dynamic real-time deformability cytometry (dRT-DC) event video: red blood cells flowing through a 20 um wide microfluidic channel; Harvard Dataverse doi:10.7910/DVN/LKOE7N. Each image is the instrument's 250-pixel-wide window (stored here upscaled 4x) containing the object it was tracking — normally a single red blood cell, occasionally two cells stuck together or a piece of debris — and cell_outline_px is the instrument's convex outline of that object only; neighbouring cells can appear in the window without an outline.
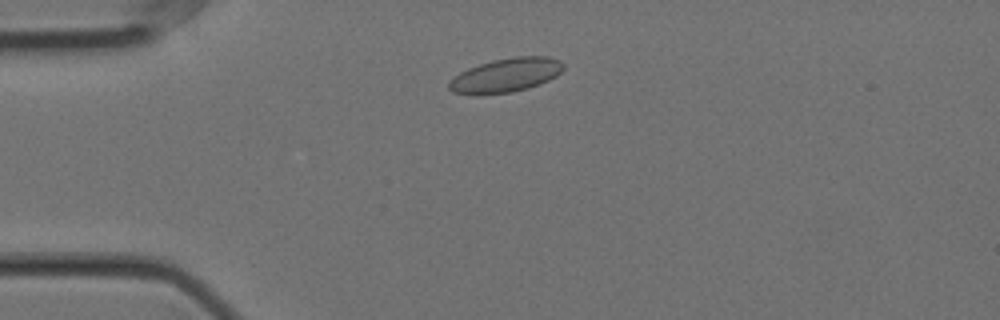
{"species": "Egyptian fruit bat (a non-hibernating species)", "species_latin": "Rousettus aegyptiacus", "temperature_condition": "cold", "stored_images_in_passage": 50, "camera_frame_rate_fps": 3000, "um_per_image_px": 0.085, "animal": {"sex": "female"}, "frame": {"image": 1, "passage_image": 7, "time_ms": 2.0, "image_size_px": [1000, 320], "cell_outline_px": [[564, 68], [556, 76], [540, 84], [528, 88], [512, 92], [476, 96], [452, 92], [448, 88], [448, 84], [452, 76], [468, 68], [492, 60], [516, 56], [548, 56], [560, 60], [564, 64]], "centroid_in_image_um": [42.96, 6.41], "position_along_channel_um": 42.0, "area_um2": 23.06}}
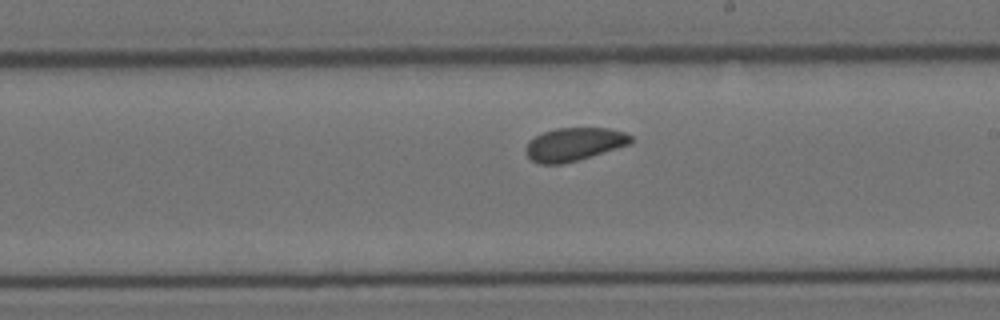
{"frame": {"image": 2, "passage_image": 26, "time_ms": 8.333, "image_size_px": [1000, 320], "cell_outline_px": [[632, 140], [628, 144], [576, 160], [560, 164], [540, 164], [532, 160], [524, 152], [524, 148], [528, 140], [544, 132], [556, 128], [608, 128], [624, 132], [632, 136]], "centroid_in_image_um": [48.73, 12.25], "position_along_channel_um": 240.3, "area_um2": 20.0}}
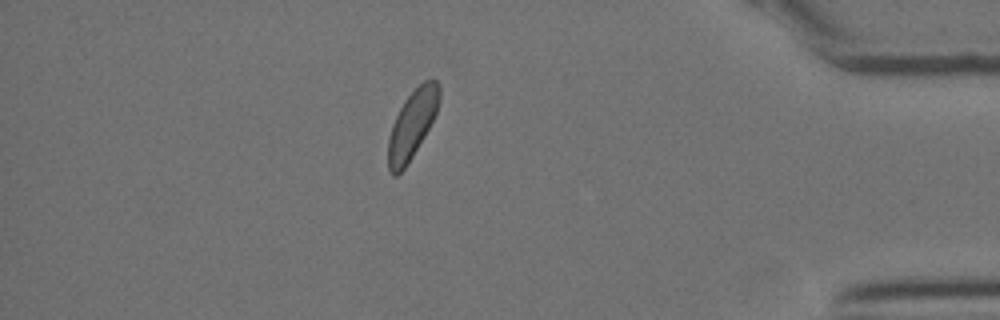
{"frame": {"image": 3, "passage_image": 43, "time_ms": 14.0, "image_size_px": [1000, 320], "cell_outline_px": [[440, 100], [436, 112], [424, 136], [408, 164], [396, 176], [392, 176], [388, 168], [388, 140], [392, 124], [404, 100], [424, 80], [436, 80], [440, 84]], "centroid_in_image_um": [35.02, 10.58], "position_along_channel_um": 400.2, "area_um2": 20.11}, "authors_computed_cell_mechanics": {"area_um2": 20.6924, "velocity_mm_per_s": 3.5228, "shape_relaxation_time_tau1_ms": 2.8618, "shape_relaxation_time_tau2_ms": 5.6633, "deformation_change_tau1": 0.0351, "deformation_change_tau2": 0.0866}}